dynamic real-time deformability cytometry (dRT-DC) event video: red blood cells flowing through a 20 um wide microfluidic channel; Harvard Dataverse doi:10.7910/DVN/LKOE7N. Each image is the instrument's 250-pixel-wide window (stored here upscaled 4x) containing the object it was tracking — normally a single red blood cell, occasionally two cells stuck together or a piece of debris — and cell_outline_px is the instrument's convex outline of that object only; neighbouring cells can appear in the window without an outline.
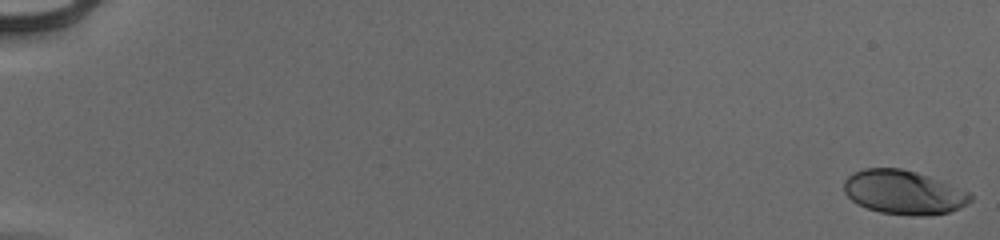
{"species": "human", "species_latin": "Homo sapiens", "temperature_condition": "cold", "stored_images_in_passage": 55, "camera_frame_rate_fps": 3000, "um_per_image_px": 0.085, "donor": {"sex": "male"}, "frame": {"image": 1, "passage_image": 1, "time_ms": 0.0, "image_size_px": [1000, 240], "cell_outline_px": [[972, 200], [960, 208], [948, 212], [932, 216], [908, 216], [880, 212], [856, 204], [844, 192], [844, 180], [852, 172], [864, 168], [900, 168], [916, 172], [940, 180], [972, 192]], "centroid_in_image_um": [76.82, 16.35], "position_along_channel_um": 8.2, "area_um2": 32.83}}
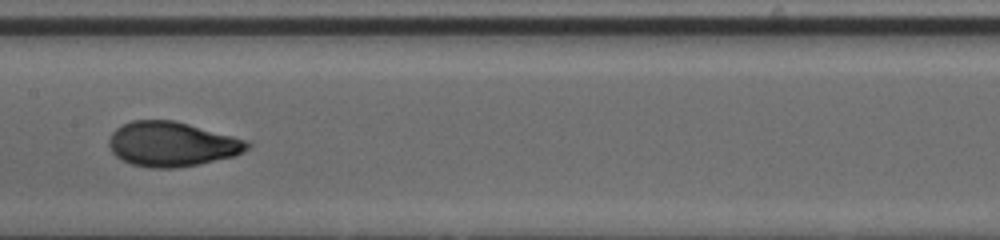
{"frame": {"image": 2, "passage_image": 31, "time_ms": 10.0, "image_size_px": [1000, 240], "cell_outline_px": [[252, 144], [244, 152], [236, 156], [200, 164], [172, 168], [152, 168], [132, 164], [120, 160], [112, 152], [108, 144], [108, 140], [112, 132], [116, 128], [132, 120], [176, 120], [248, 140]], "centroid_in_image_um": [14.63, 12.25], "position_along_channel_um": 192.8, "area_um2": 36.36}}
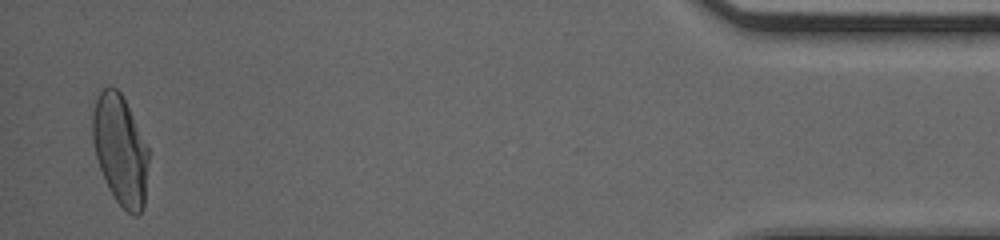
{"frame": {"image": 3, "passage_image": 54, "time_ms": 17.667, "image_size_px": [1000, 240], "cell_outline_px": [[148, 164], [144, 208], [136, 216], [132, 216], [112, 196], [104, 180], [96, 156], [92, 140], [92, 112], [96, 96], [108, 84], [116, 88], [120, 92], [148, 148]], "centroid_in_image_um": [10.2, 12.76], "position_along_channel_um": 425.0, "area_um2": 35.84}, "authors_computed_cell_mechanics": {"area_um2": 35.0268, "velocity_mm_per_s": 3.9439, "shape_relaxation_time_tau1_ms": 4.5465, "shape_relaxation_time_tau2_ms": null, "deformation_change_tau1": 0.1895, "deformation_change_tau2": null}}